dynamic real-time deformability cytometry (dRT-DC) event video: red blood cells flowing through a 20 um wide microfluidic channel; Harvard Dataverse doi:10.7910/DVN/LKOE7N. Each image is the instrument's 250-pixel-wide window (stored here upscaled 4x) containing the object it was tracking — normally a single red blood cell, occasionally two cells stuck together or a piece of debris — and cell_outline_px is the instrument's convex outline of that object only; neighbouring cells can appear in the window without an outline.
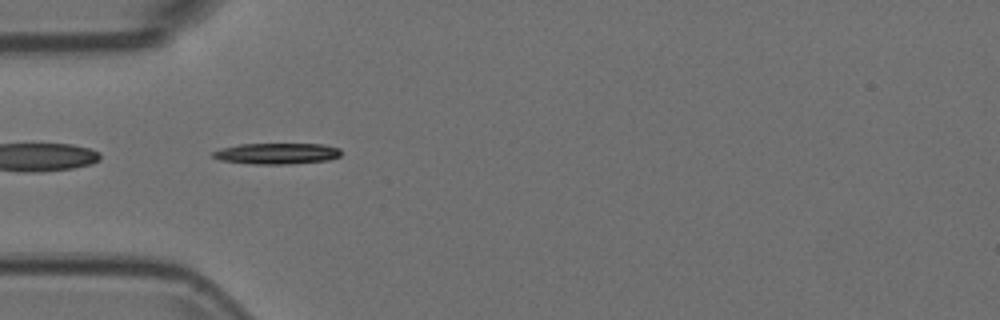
{"species": "Egyptian fruit bat (a non-hibernating species)", "species_latin": "Rousettus aegyptiacus", "temperature_condition": "room temperature", "stored_images_in_passage": 39, "camera_frame_rate_fps": 3000, "um_per_image_px": 0.085, "animal": {"sex": "female"}, "frame": {"image": 1, "passage_image": 1, "time_ms": 0.0, "image_size_px": [1000, 320], "cell_outline_px": [[340, 156], [328, 160], [288, 164], [252, 164], [220, 160], [212, 156], [212, 152], [220, 148], [240, 144], [324, 144], [340, 148]], "centroid_in_image_um": [23.52, 13.05], "position_along_channel_um": 61.5, "area_um2": 15.72}}
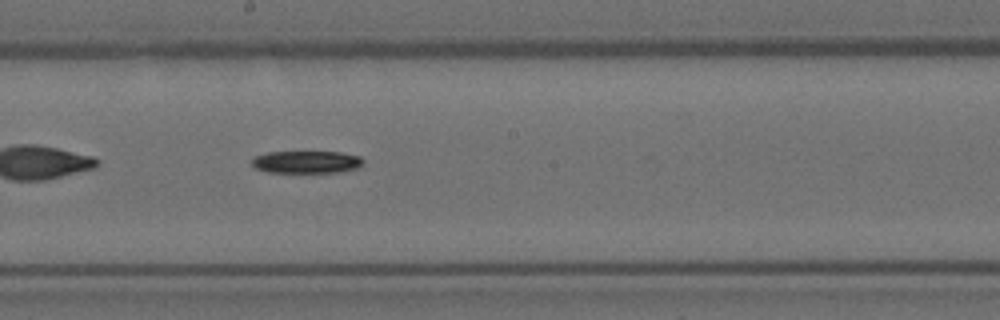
{"frame": {"image": 2, "passage_image": 14, "time_ms": 4.333, "image_size_px": [1000, 320], "cell_outline_px": [[364, 160], [356, 168], [340, 172], [268, 172], [256, 168], [252, 164], [252, 160], [256, 156], [268, 152], [340, 152], [360, 156]], "centroid_in_image_um": [26.05, 13.76], "position_along_channel_um": 222.1, "area_um2": 14.33}}
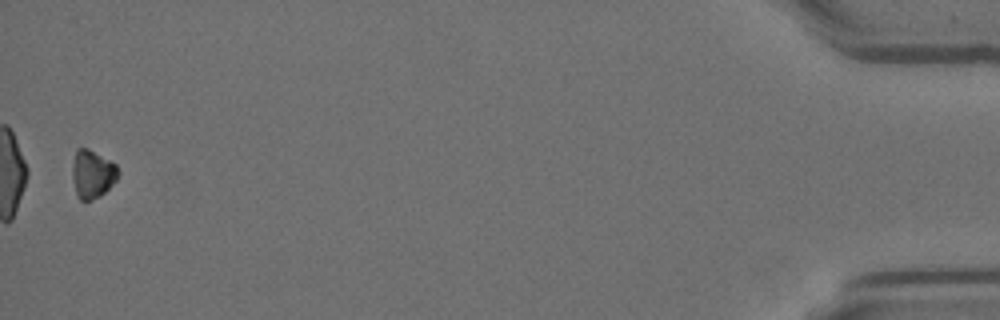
{"frame": {"image": 3, "passage_image": 38, "time_ms": 12.333, "image_size_px": [1000, 320], "cell_outline_px": [[120, 172], [116, 180], [100, 196], [92, 200], [80, 200], [76, 196], [72, 180], [72, 164], [76, 148], [88, 148], [116, 164]], "centroid_in_image_um": [7.83, 14.79], "position_along_channel_um": 427.4, "area_um2": 13.01}}